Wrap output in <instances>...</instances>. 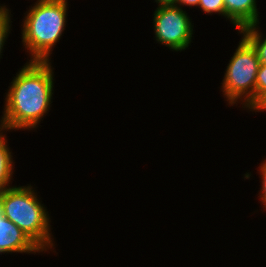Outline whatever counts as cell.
I'll list each match as a JSON object with an SVG mask.
<instances>
[{
    "label": "cell",
    "instance_id": "1",
    "mask_svg": "<svg viewBox=\"0 0 266 267\" xmlns=\"http://www.w3.org/2000/svg\"><path fill=\"white\" fill-rule=\"evenodd\" d=\"M51 61H27L15 74L5 93L0 129L35 130L51 110L54 67Z\"/></svg>",
    "mask_w": 266,
    "mask_h": 267
},
{
    "label": "cell",
    "instance_id": "2",
    "mask_svg": "<svg viewBox=\"0 0 266 267\" xmlns=\"http://www.w3.org/2000/svg\"><path fill=\"white\" fill-rule=\"evenodd\" d=\"M68 4V0H37L26 10L21 40L29 61H52V51L65 32Z\"/></svg>",
    "mask_w": 266,
    "mask_h": 267
},
{
    "label": "cell",
    "instance_id": "3",
    "mask_svg": "<svg viewBox=\"0 0 266 267\" xmlns=\"http://www.w3.org/2000/svg\"><path fill=\"white\" fill-rule=\"evenodd\" d=\"M31 184L0 192V214L20 228L44 253L55 252L50 213ZM53 249V250H52Z\"/></svg>",
    "mask_w": 266,
    "mask_h": 267
},
{
    "label": "cell",
    "instance_id": "4",
    "mask_svg": "<svg viewBox=\"0 0 266 267\" xmlns=\"http://www.w3.org/2000/svg\"><path fill=\"white\" fill-rule=\"evenodd\" d=\"M260 61L253 46L242 36L227 64L220 90L229 106L248 109L255 103V84Z\"/></svg>",
    "mask_w": 266,
    "mask_h": 267
},
{
    "label": "cell",
    "instance_id": "5",
    "mask_svg": "<svg viewBox=\"0 0 266 267\" xmlns=\"http://www.w3.org/2000/svg\"><path fill=\"white\" fill-rule=\"evenodd\" d=\"M186 10L178 6L157 7L153 13V29L156 43L170 50L185 51L194 38V23Z\"/></svg>",
    "mask_w": 266,
    "mask_h": 267
},
{
    "label": "cell",
    "instance_id": "6",
    "mask_svg": "<svg viewBox=\"0 0 266 267\" xmlns=\"http://www.w3.org/2000/svg\"><path fill=\"white\" fill-rule=\"evenodd\" d=\"M40 254L43 251L13 222L0 214V255Z\"/></svg>",
    "mask_w": 266,
    "mask_h": 267
},
{
    "label": "cell",
    "instance_id": "7",
    "mask_svg": "<svg viewBox=\"0 0 266 267\" xmlns=\"http://www.w3.org/2000/svg\"><path fill=\"white\" fill-rule=\"evenodd\" d=\"M224 3L226 21L229 20L238 32L259 22L257 0H224Z\"/></svg>",
    "mask_w": 266,
    "mask_h": 267
},
{
    "label": "cell",
    "instance_id": "8",
    "mask_svg": "<svg viewBox=\"0 0 266 267\" xmlns=\"http://www.w3.org/2000/svg\"><path fill=\"white\" fill-rule=\"evenodd\" d=\"M6 132V130L0 129V192L12 187L15 172V160H13L12 150L9 148Z\"/></svg>",
    "mask_w": 266,
    "mask_h": 267
},
{
    "label": "cell",
    "instance_id": "9",
    "mask_svg": "<svg viewBox=\"0 0 266 267\" xmlns=\"http://www.w3.org/2000/svg\"><path fill=\"white\" fill-rule=\"evenodd\" d=\"M260 22L241 29L238 34L243 36L255 49L260 64H266V36L259 27Z\"/></svg>",
    "mask_w": 266,
    "mask_h": 267
},
{
    "label": "cell",
    "instance_id": "10",
    "mask_svg": "<svg viewBox=\"0 0 266 267\" xmlns=\"http://www.w3.org/2000/svg\"><path fill=\"white\" fill-rule=\"evenodd\" d=\"M11 9L9 10L8 8H4L1 12H0V59L2 58V53L4 50V45L6 44L5 42H7L6 40L9 37V34H11Z\"/></svg>",
    "mask_w": 266,
    "mask_h": 267
},
{
    "label": "cell",
    "instance_id": "11",
    "mask_svg": "<svg viewBox=\"0 0 266 267\" xmlns=\"http://www.w3.org/2000/svg\"><path fill=\"white\" fill-rule=\"evenodd\" d=\"M198 8H200V10H202L205 14H217L225 18L224 0H200Z\"/></svg>",
    "mask_w": 266,
    "mask_h": 267
},
{
    "label": "cell",
    "instance_id": "12",
    "mask_svg": "<svg viewBox=\"0 0 266 267\" xmlns=\"http://www.w3.org/2000/svg\"><path fill=\"white\" fill-rule=\"evenodd\" d=\"M266 92V64H260L256 76L255 102Z\"/></svg>",
    "mask_w": 266,
    "mask_h": 267
},
{
    "label": "cell",
    "instance_id": "13",
    "mask_svg": "<svg viewBox=\"0 0 266 267\" xmlns=\"http://www.w3.org/2000/svg\"><path fill=\"white\" fill-rule=\"evenodd\" d=\"M262 163L259 165L258 175H260V180H261V187L258 193V199H260L259 202H261V205H264L262 208L263 210H266V158H264Z\"/></svg>",
    "mask_w": 266,
    "mask_h": 267
},
{
    "label": "cell",
    "instance_id": "14",
    "mask_svg": "<svg viewBox=\"0 0 266 267\" xmlns=\"http://www.w3.org/2000/svg\"><path fill=\"white\" fill-rule=\"evenodd\" d=\"M250 112H266V92L248 109Z\"/></svg>",
    "mask_w": 266,
    "mask_h": 267
},
{
    "label": "cell",
    "instance_id": "15",
    "mask_svg": "<svg viewBox=\"0 0 266 267\" xmlns=\"http://www.w3.org/2000/svg\"><path fill=\"white\" fill-rule=\"evenodd\" d=\"M199 2H200V0H178V2H177V5L176 6H178V7H181V8H184V6H186V7H198L199 6Z\"/></svg>",
    "mask_w": 266,
    "mask_h": 267
},
{
    "label": "cell",
    "instance_id": "16",
    "mask_svg": "<svg viewBox=\"0 0 266 267\" xmlns=\"http://www.w3.org/2000/svg\"><path fill=\"white\" fill-rule=\"evenodd\" d=\"M158 5V7L161 6H176L178 0H154V3Z\"/></svg>",
    "mask_w": 266,
    "mask_h": 267
},
{
    "label": "cell",
    "instance_id": "17",
    "mask_svg": "<svg viewBox=\"0 0 266 267\" xmlns=\"http://www.w3.org/2000/svg\"><path fill=\"white\" fill-rule=\"evenodd\" d=\"M8 6H6L5 4H0V12L4 9L7 8Z\"/></svg>",
    "mask_w": 266,
    "mask_h": 267
}]
</instances>
